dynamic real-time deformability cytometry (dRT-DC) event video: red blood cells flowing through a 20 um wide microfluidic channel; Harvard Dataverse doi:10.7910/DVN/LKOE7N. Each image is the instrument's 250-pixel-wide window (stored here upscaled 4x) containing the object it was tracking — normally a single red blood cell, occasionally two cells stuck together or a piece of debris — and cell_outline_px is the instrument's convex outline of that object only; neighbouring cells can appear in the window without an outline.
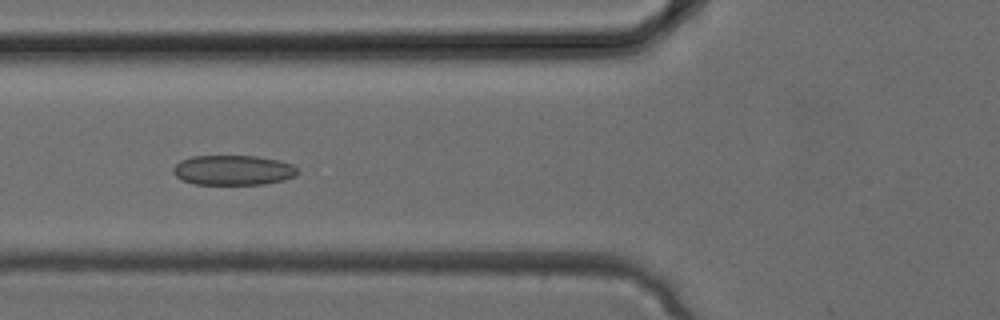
{"species": "common noctule bat (a hibernating species)", "species_latin": "Nyctalus noctula", "temperature_condition": "cold", "stored_images_in_passage": 33, "camera_frame_rate_fps": 3000, "um_per_image_px": 0.085, "animal": {"sex": "female", "body_mass_g": 24.6, "forearm_length_mm": 56.2}, "frame": {"image": 1, "passage_image": 12, "time_ms": 3.667, "image_size_px": [1000, 320], "cell_outline_px": [[300, 172], [296, 176], [284, 180], [264, 184], [196, 184], [184, 180], [176, 176], [172, 172], [172, 168], [180, 160], [192, 156], [256, 156], [280, 160], [292, 164]], "centroid_in_image_um": [19.84, 14.46], "position_along_channel_um": 106.0, "area_um2": 21.79}}
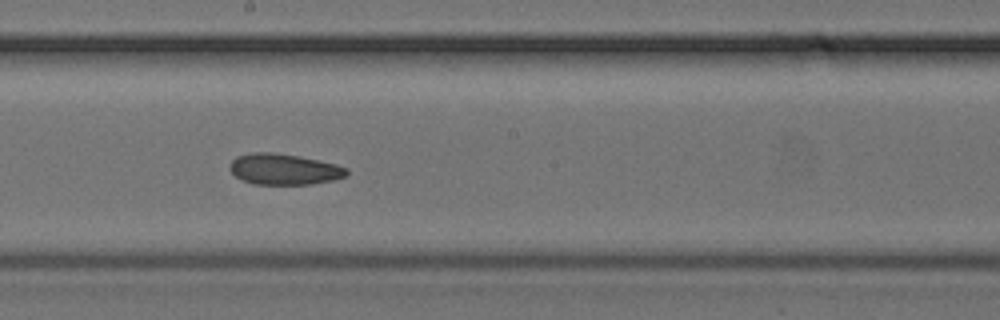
{"frame": {"image": 2, "passage_image": 18, "time_ms": 5.667, "image_size_px": [1000, 320], "cell_outline_px": [[348, 172], [344, 176], [332, 180], [312, 184], [256, 184], [244, 180], [236, 176], [228, 168], [232, 160], [236, 156], [256, 152], [272, 152], [296, 156], [336, 164], [348, 168]], "centroid_in_image_um": [24.12, 14.38], "position_along_channel_um": 224.1, "area_um2": 20.75}}
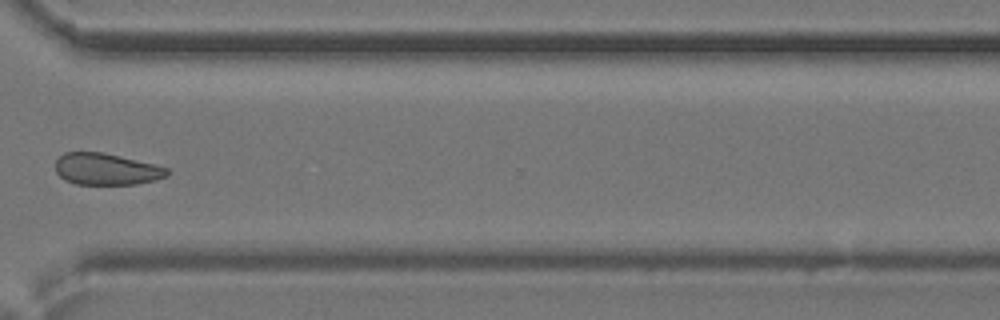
{"frame": {"image": 3, "passage_image": 25, "time_ms": 8.0, "image_size_px": [1000, 320], "cell_outline_px": [[168, 176], [156, 180], [136, 184], [76, 184], [64, 180], [56, 172], [56, 160], [64, 152], [100, 152], [120, 156], [168, 168]], "centroid_in_image_um": [9.02, 14.38], "position_along_channel_um": 361.6, "area_um2": 20.46}}